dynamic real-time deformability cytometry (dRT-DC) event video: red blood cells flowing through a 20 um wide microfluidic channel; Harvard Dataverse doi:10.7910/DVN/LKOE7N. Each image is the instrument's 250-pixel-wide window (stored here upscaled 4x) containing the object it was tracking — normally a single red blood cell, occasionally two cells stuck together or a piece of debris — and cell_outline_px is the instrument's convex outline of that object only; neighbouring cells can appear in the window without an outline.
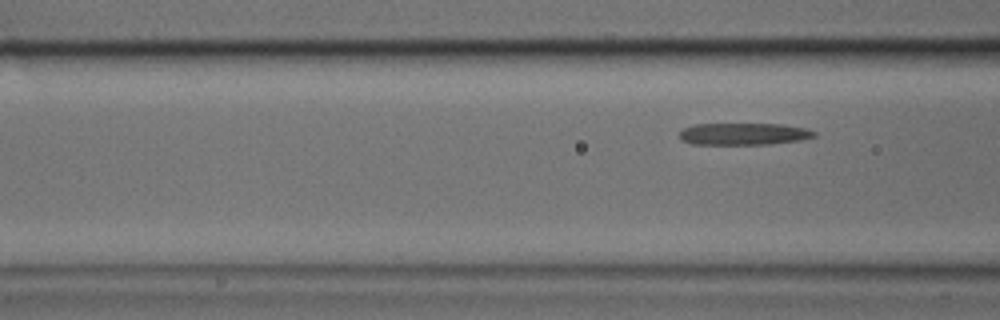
{"species": "common noctule bat (a hibernating species)", "species_latin": "Nyctalus noctula", "temperature_condition": "cold", "stored_images_in_passage": 8, "camera_frame_rate_fps": 3000, "um_per_image_px": 0.085, "animal": {"sex": "male", "body_mass_g": 17.9, "forearm_length_mm": 54.2}, "frame": {"image": 1, "passage_image": 8, "time_ms": 2.333, "image_size_px": [1000, 320], "cell_outline_px": [[816, 136], [800, 140], [772, 144], [692, 144], [680, 140], [680, 132], [684, 128], [692, 124], [784, 124], [808, 128], [816, 132]], "centroid_in_image_um": [63.24, 11.38], "position_along_channel_um": 103.4, "area_um2": 17.4}}